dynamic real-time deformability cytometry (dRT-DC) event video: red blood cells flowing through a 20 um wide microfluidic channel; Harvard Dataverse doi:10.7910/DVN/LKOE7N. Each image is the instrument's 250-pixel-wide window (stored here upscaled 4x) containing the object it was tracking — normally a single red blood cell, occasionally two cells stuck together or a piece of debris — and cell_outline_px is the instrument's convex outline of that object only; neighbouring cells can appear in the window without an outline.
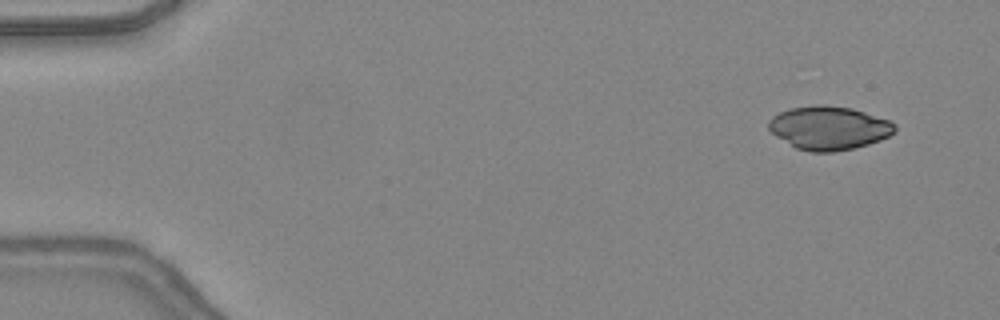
{"species": "common noctule bat (a hibernating species)", "species_latin": "Nyctalus noctula", "temperature_condition": "warm", "stored_images_in_passage": 5, "camera_frame_rate_fps": 3000, "um_per_image_px": 0.085, "animal": {"sex": "female", "body_mass_g": 24.6, "forearm_length_mm": 56.2}, "frame": {"image": 1, "passage_image": 2, "time_ms": 0.333, "image_size_px": [1000, 320], "cell_outline_px": [[896, 132], [880, 140], [868, 144], [852, 148], [832, 152], [812, 152], [796, 148], [776, 136], [768, 128], [768, 120], [772, 116], [788, 108], [816, 104], [824, 104], [852, 108], [888, 120], [896, 124]], "centroid_in_image_um": [70.44, 10.86], "position_along_channel_um": 14.6, "area_um2": 32.08}}